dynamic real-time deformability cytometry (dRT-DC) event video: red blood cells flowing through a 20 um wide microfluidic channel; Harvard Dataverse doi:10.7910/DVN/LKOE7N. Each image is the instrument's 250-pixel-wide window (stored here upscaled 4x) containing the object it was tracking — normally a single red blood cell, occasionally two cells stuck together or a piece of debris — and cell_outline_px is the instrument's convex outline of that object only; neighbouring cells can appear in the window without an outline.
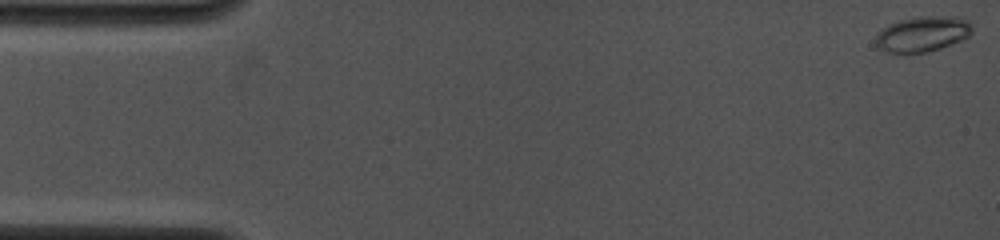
{"species": "common noctule bat (a hibernating species)", "species_latin": "Nyctalus noctula", "temperature_condition": "cold", "stored_images_in_passage": 77, "camera_frame_rate_fps": 4000, "um_per_image_px": 0.085, "animal": {"sex": "female", "body_mass_g": 19.0, "forearm_length_mm": 53.3}, "frame": {"image": 1, "passage_image": 1, "time_ms": 0.0, "image_size_px": [1000, 240], "cell_outline_px": [[972, 32], [968, 36], [960, 40], [940, 48], [924, 52], [900, 56], [888, 52], [880, 48], [876, 44], [876, 36], [888, 24], [900, 20], [920, 16], [960, 16], [968, 20], [972, 28]], "centroid_in_image_um": [78.41, 2.9], "position_along_channel_um": 6.6, "area_um2": 20.11}}
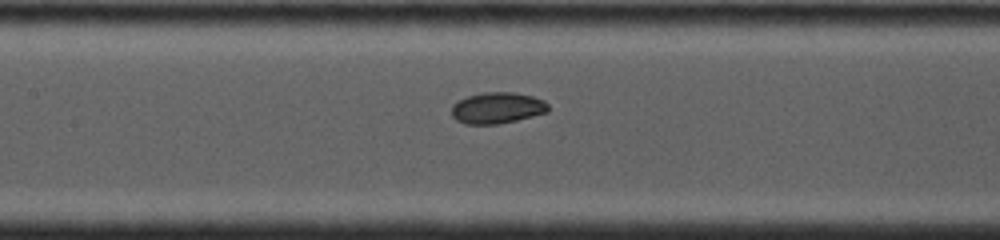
{"frame": {"image": 2, "passage_image": 27, "time_ms": 7.25, "image_size_px": [1000, 240], "cell_outline_px": [[548, 112], [516, 120], [496, 124], [464, 124], [456, 120], [452, 116], [452, 104], [468, 96], [484, 92], [512, 92], [532, 96], [544, 100], [548, 104]], "centroid_in_image_um": [42.26, 9.17], "position_along_channel_um": 165.1, "area_um2": 17.51}}
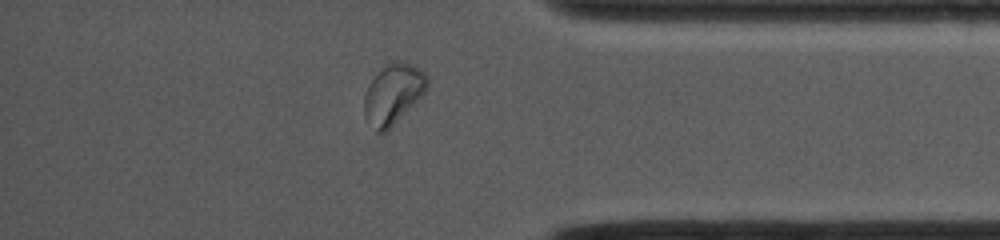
{"frame": {"image": 3, "passage_image": 63, "time_ms": 13.25, "image_size_px": [1000, 240], "cell_outline_px": [[428, 88], [388, 132], [376, 132], [364, 116], [364, 96], [368, 84], [388, 64], [396, 60], [412, 64], [420, 68], [428, 76]], "centroid_in_image_um": [33.43, 8.01], "position_along_channel_um": 401.8, "area_um2": 21.96}, "authors_computed_cell_mechanics": {"area_um2": 18.0914, "velocity_mm_per_s": 4.0408, "shape_relaxation_time_tau1_ms": 2.4907, "shape_relaxation_time_tau2_ms": null, "deformation_change_tau1": 0.0794, "deformation_change_tau2": null}}